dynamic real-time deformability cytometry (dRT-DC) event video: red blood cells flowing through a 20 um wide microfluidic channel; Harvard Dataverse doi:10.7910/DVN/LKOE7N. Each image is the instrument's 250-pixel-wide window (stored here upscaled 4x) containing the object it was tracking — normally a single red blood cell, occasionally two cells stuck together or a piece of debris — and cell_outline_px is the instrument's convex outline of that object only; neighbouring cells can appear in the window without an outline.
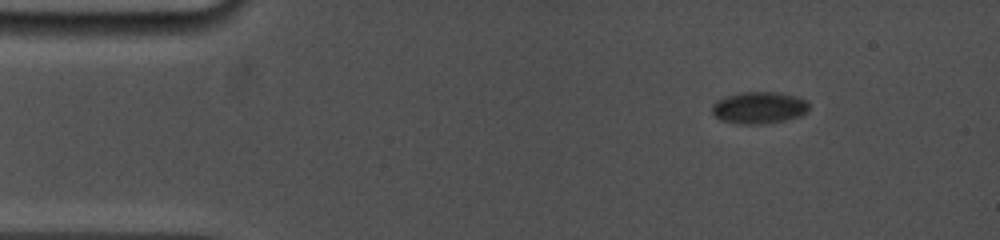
{"species": "common noctule bat (a hibernating species)", "species_latin": "Nyctalus noctula", "temperature_condition": "cold", "stored_images_in_passage": 5, "camera_frame_rate_fps": 5000, "um_per_image_px": 0.085, "animal": {"sex": "female", "body_mass_g": 19.0, "forearm_length_mm": 53.3}, "frame": {"image": 1, "passage_image": 1, "time_ms": 0.0, "image_size_px": [1000, 240], "cell_outline_px": [[808, 112], [800, 116], [784, 120], [764, 124], [736, 124], [720, 120], [712, 112], [712, 104], [716, 100], [740, 92], [780, 92], [796, 96], [808, 100]], "centroid_in_image_um": [64.53, 9.15], "position_along_channel_um": 20.5, "area_um2": 18.21}}